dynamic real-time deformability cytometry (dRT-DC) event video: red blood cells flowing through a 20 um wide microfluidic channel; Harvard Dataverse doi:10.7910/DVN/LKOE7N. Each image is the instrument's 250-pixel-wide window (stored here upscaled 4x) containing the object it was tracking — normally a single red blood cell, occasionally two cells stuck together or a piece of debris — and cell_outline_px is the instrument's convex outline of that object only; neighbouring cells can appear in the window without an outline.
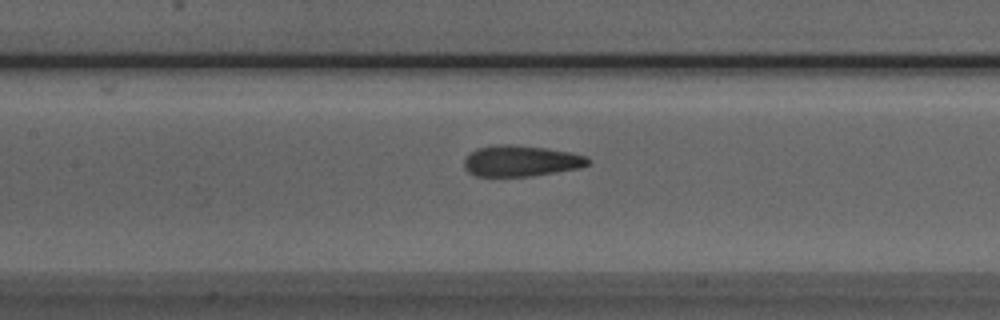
{"species": "Egyptian fruit bat (a non-hibernating species)", "species_latin": "Rousettus aegyptiacus", "temperature_condition": "room temperature", "stored_images_in_passage": 37, "camera_frame_rate_fps": 3000, "um_per_image_px": 0.085, "animal": {"sex": "male"}, "frame": {"image": 1, "passage_image": 14, "time_ms": 4.333, "image_size_px": [1000, 320], "cell_outline_px": [[592, 160], [588, 164], [580, 168], [556, 172], [528, 176], [476, 176], [468, 172], [464, 168], [464, 156], [476, 148], [504, 144], [508, 144], [544, 148], [572, 152], [588, 156]], "centroid_in_image_um": [44.28, 13.68], "position_along_channel_um": 163.1, "area_um2": 22.48}}
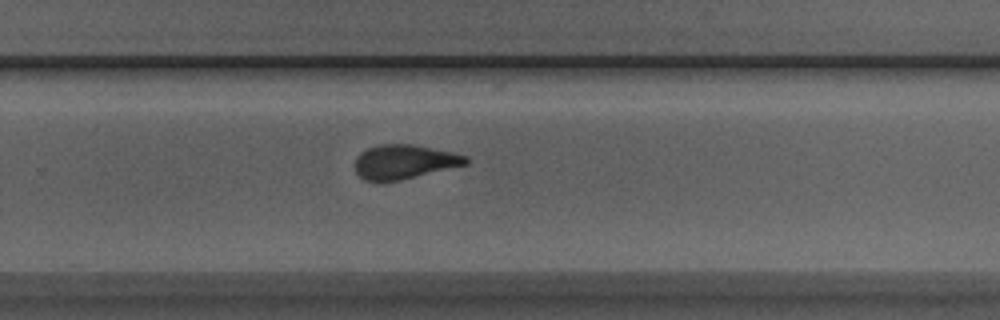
{"frame": {"image": 2, "passage_image": 24, "time_ms": 7.667, "image_size_px": [1000, 320], "cell_outline_px": [[468, 164], [400, 180], [364, 180], [356, 172], [356, 156], [360, 152], [368, 148], [380, 144], [412, 144], [452, 152], [468, 156]], "centroid_in_image_um": [34.37, 13.74], "position_along_channel_um": 295.4, "area_um2": 21.85}}
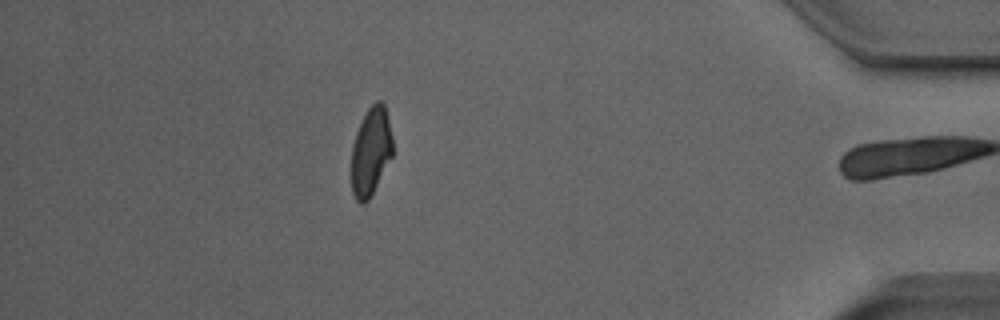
{"frame": {"image": 3, "passage_image": 36, "time_ms": 11.667, "image_size_px": [1000, 320], "cell_outline_px": [[392, 156], [368, 200], [364, 204], [360, 204], [356, 200], [352, 192], [352, 144], [356, 132], [368, 108], [376, 100], [380, 100], [384, 104], [388, 116], [392, 136]], "centroid_in_image_um": [31.52, 12.86], "position_along_channel_um": 403.7, "area_um2": 21.04}, "authors_computed_cell_mechanics": {"area_um2": 22.7154, "velocity_mm_per_s": 3.9854, "shape_relaxation_time_tau1_ms": 6.4746, "shape_relaxation_time_tau2_ms": 1.606, "deformation_change_tau1": 0.1966, "deformation_change_tau2": 0.0826}}